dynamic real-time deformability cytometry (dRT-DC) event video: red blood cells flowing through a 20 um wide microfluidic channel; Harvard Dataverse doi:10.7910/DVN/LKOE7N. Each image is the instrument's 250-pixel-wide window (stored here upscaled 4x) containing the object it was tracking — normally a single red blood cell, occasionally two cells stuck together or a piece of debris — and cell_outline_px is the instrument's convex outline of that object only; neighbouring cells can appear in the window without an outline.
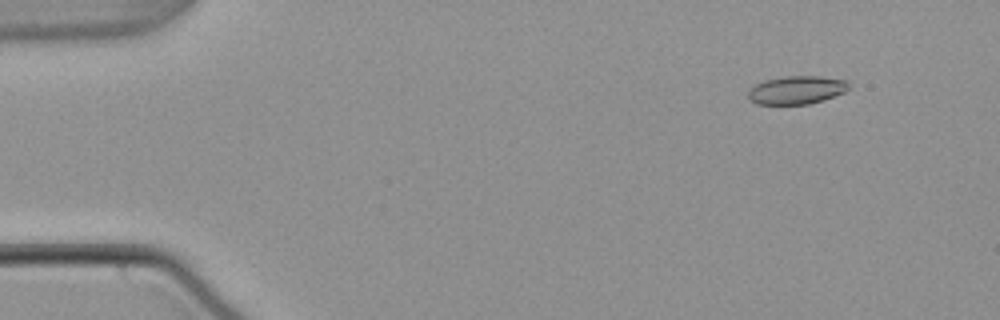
{"species": "common noctule bat (a hibernating species)", "species_latin": "Nyctalus noctula", "temperature_condition": "warm", "stored_images_in_passage": 13, "camera_frame_rate_fps": 3000, "um_per_image_px": 0.085, "animal": {"sex": "male", "body_mass_g": 21.5, "forearm_length_mm": 52.0}, "frame": {"image": 1, "passage_image": 6, "time_ms": 1.667, "image_size_px": [1000, 320], "cell_outline_px": [[848, 88], [844, 92], [824, 100], [808, 104], [756, 104], [748, 96], [748, 92], [756, 84], [764, 80], [784, 76], [820, 76], [848, 80]], "centroid_in_image_um": [67.73, 7.64], "position_along_channel_um": 17.3, "area_um2": 16.47}}